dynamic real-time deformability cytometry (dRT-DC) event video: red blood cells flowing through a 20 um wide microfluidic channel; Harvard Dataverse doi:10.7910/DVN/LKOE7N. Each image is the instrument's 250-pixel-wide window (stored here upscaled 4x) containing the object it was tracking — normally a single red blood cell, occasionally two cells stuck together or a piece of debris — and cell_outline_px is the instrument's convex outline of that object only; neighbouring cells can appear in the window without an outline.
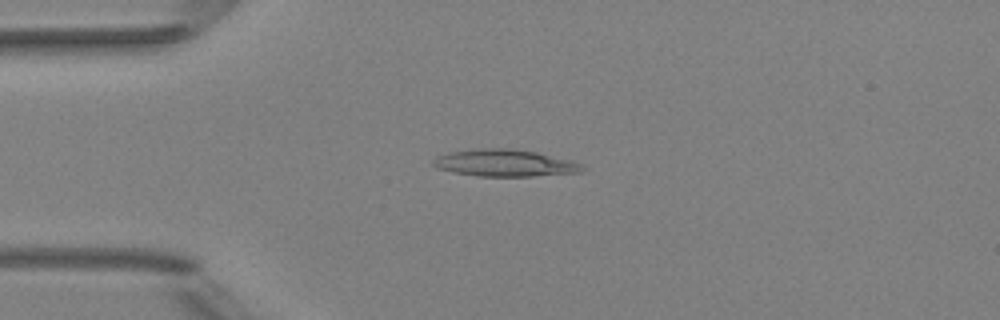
{"species": "Egyptian fruit bat (a non-hibernating species)", "species_latin": "Rousettus aegyptiacus", "temperature_condition": "room temperature", "stored_images_in_passage": 3, "camera_frame_rate_fps": 3000, "um_per_image_px": 0.085, "animal": {"sex": "female"}, "frame": {"image": 1, "passage_image": 3, "time_ms": 2.333, "image_size_px": [1000, 320], "cell_outline_px": [[588, 168], [580, 172], [532, 176], [480, 176], [456, 172], [436, 168], [432, 164], [432, 160], [436, 156], [448, 152], [472, 148], [508, 148], [536, 152], [572, 160]], "centroid_in_image_um": [42.89, 13.84], "position_along_channel_um": 42.1, "area_um2": 23.52}}